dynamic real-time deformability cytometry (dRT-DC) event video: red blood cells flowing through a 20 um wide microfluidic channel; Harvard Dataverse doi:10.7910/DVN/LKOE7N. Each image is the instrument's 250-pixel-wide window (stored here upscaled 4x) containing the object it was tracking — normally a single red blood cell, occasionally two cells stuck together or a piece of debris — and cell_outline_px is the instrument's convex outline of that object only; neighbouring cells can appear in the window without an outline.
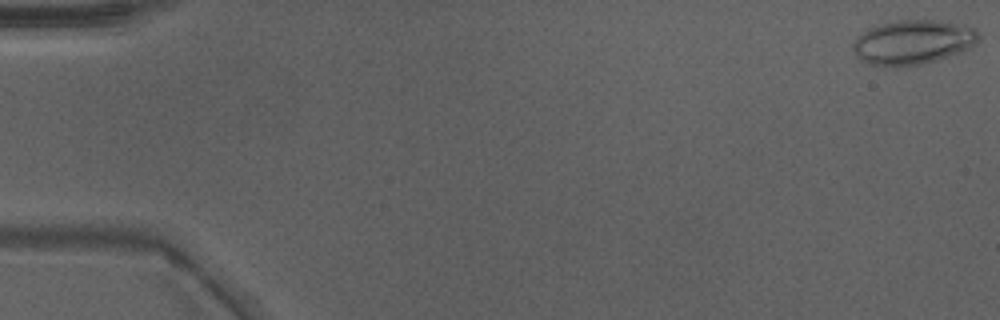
{"species": "Egyptian fruit bat (a non-hibernating species)", "species_latin": "Rousettus aegyptiacus", "temperature_condition": "warm", "stored_images_in_passage": 51, "camera_frame_rate_fps": 3000, "um_per_image_px": 0.085, "animal": {"sex": "male"}, "frame": {"image": 1, "passage_image": 1, "time_ms": 0.0, "image_size_px": [1000, 320], "cell_outline_px": [[980, 40], [968, 48], [960, 52], [936, 60], [920, 64], [896, 68], [868, 64], [860, 60], [856, 56], [852, 48], [852, 44], [868, 28], [900, 20], [928, 20], [964, 24], [972, 28], [980, 36]], "centroid_in_image_um": [77.58, 3.61], "position_along_channel_um": 7.4, "area_um2": 32.31}}
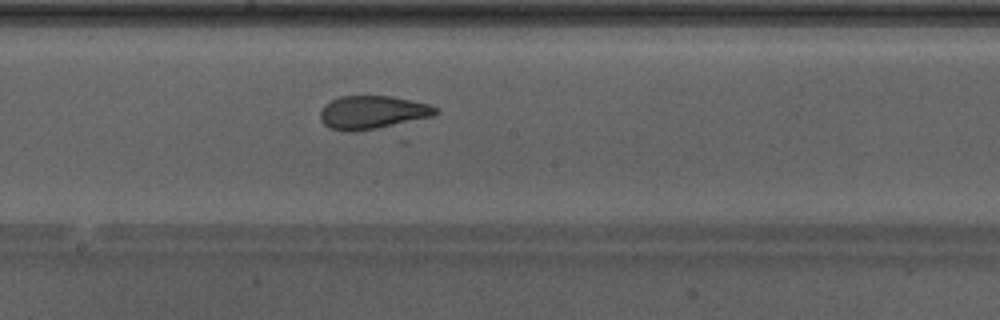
{"frame": {"image": 2, "passage_image": 27, "time_ms": 8.667, "image_size_px": [1000, 320], "cell_outline_px": [[440, 112], [432, 116], [376, 128], [356, 132], [348, 132], [328, 128], [320, 120], [320, 112], [324, 104], [340, 96], [392, 96], [428, 104], [440, 108]], "centroid_in_image_um": [31.63, 9.55], "position_along_channel_um": 216.6, "area_um2": 22.37}}
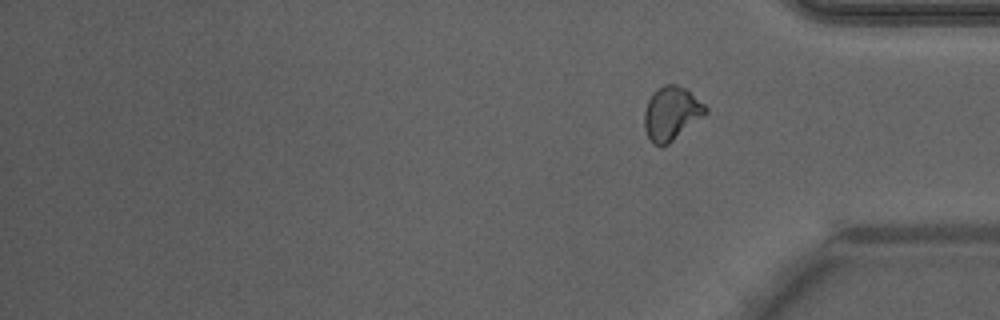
{"frame": {"image": 3, "passage_image": 51, "time_ms": 16.667, "image_size_px": [1000, 320], "cell_outline_px": [[708, 112], [704, 116], [668, 144], [652, 144], [644, 128], [644, 112], [648, 100], [652, 92], [656, 88], [664, 84], [676, 84], [684, 88], [704, 104], [708, 108]], "centroid_in_image_um": [57.05, 9.62], "position_along_channel_um": 378.1, "area_um2": 19.02}}